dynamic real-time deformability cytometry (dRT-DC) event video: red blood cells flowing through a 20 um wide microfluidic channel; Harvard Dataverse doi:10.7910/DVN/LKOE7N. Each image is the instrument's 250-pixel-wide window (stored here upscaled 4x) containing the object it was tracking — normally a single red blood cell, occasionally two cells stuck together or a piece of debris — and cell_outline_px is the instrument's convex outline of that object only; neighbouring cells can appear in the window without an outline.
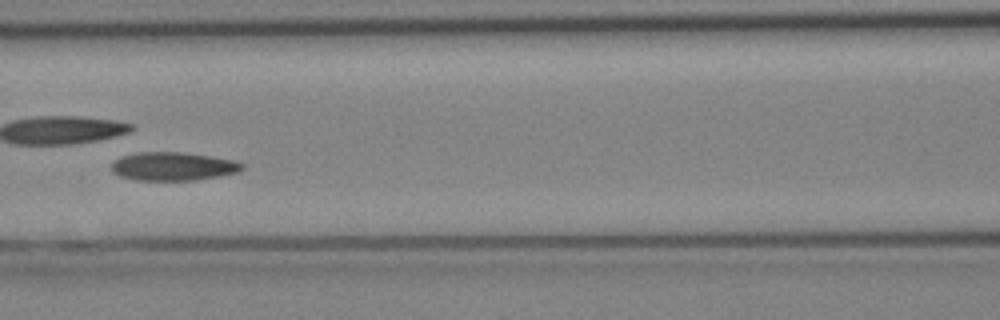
{"species": "Egyptian fruit bat (a non-hibernating species)", "species_latin": "Rousettus aegyptiacus", "temperature_condition": "cold", "stored_images_in_passage": 23, "camera_frame_rate_fps": 3000, "um_per_image_px": 0.085, "animal": {"sex": "female"}, "frame": {"image": 1, "passage_image": 7, "time_ms": 2.0, "image_size_px": [1000, 320], "cell_outline_px": [[244, 168], [240, 172], [220, 176], [196, 180], [136, 180], [120, 176], [112, 172], [112, 164], [120, 156], [140, 152], [180, 152], [236, 160], [244, 164]], "centroid_in_image_um": [14.74, 14.14], "position_along_channel_um": 151.9, "area_um2": 21.68}}